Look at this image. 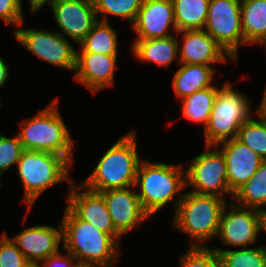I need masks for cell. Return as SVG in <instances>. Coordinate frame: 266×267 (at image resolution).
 Instances as JSON below:
<instances>
[{
  "label": "cell",
  "instance_id": "6da1fadb",
  "mask_svg": "<svg viewBox=\"0 0 266 267\" xmlns=\"http://www.w3.org/2000/svg\"><path fill=\"white\" fill-rule=\"evenodd\" d=\"M184 167L181 163L141 160L135 189L142 209L151 218L169 203L173 205L175 212L187 189Z\"/></svg>",
  "mask_w": 266,
  "mask_h": 267
},
{
  "label": "cell",
  "instance_id": "7a4b0ae2",
  "mask_svg": "<svg viewBox=\"0 0 266 267\" xmlns=\"http://www.w3.org/2000/svg\"><path fill=\"white\" fill-rule=\"evenodd\" d=\"M62 224V248L79 265L114 267L120 261V244L109 234L79 219L67 206Z\"/></svg>",
  "mask_w": 266,
  "mask_h": 267
},
{
  "label": "cell",
  "instance_id": "3957f363",
  "mask_svg": "<svg viewBox=\"0 0 266 267\" xmlns=\"http://www.w3.org/2000/svg\"><path fill=\"white\" fill-rule=\"evenodd\" d=\"M137 133L135 129L130 130L110 145L81 184L95 192L135 186L143 159L138 152Z\"/></svg>",
  "mask_w": 266,
  "mask_h": 267
},
{
  "label": "cell",
  "instance_id": "277c9868",
  "mask_svg": "<svg viewBox=\"0 0 266 267\" xmlns=\"http://www.w3.org/2000/svg\"><path fill=\"white\" fill-rule=\"evenodd\" d=\"M59 96L32 117L20 121L16 132L24 150L57 153L74 164V144L59 109Z\"/></svg>",
  "mask_w": 266,
  "mask_h": 267
},
{
  "label": "cell",
  "instance_id": "5b68a950",
  "mask_svg": "<svg viewBox=\"0 0 266 267\" xmlns=\"http://www.w3.org/2000/svg\"><path fill=\"white\" fill-rule=\"evenodd\" d=\"M227 203V199L217 195L185 191L174 212L172 229L190 237V247H209L206 243L216 237Z\"/></svg>",
  "mask_w": 266,
  "mask_h": 267
},
{
  "label": "cell",
  "instance_id": "8992f818",
  "mask_svg": "<svg viewBox=\"0 0 266 267\" xmlns=\"http://www.w3.org/2000/svg\"><path fill=\"white\" fill-rule=\"evenodd\" d=\"M73 165L57 153L24 150L17 163L16 171L24 189L23 203L26 205L24 222L39 196L52 186L74 179L70 177Z\"/></svg>",
  "mask_w": 266,
  "mask_h": 267
},
{
  "label": "cell",
  "instance_id": "52a82bcc",
  "mask_svg": "<svg viewBox=\"0 0 266 267\" xmlns=\"http://www.w3.org/2000/svg\"><path fill=\"white\" fill-rule=\"evenodd\" d=\"M221 85L203 130L205 145H217L237 138L240 127L254 115V107L245 93L235 90L229 80Z\"/></svg>",
  "mask_w": 266,
  "mask_h": 267
},
{
  "label": "cell",
  "instance_id": "ba28073f",
  "mask_svg": "<svg viewBox=\"0 0 266 267\" xmlns=\"http://www.w3.org/2000/svg\"><path fill=\"white\" fill-rule=\"evenodd\" d=\"M23 26L24 21L15 30L12 29L13 37L19 45L53 67L74 72L77 49L71 44V40L50 28Z\"/></svg>",
  "mask_w": 266,
  "mask_h": 267
},
{
  "label": "cell",
  "instance_id": "9c48e42d",
  "mask_svg": "<svg viewBox=\"0 0 266 267\" xmlns=\"http://www.w3.org/2000/svg\"><path fill=\"white\" fill-rule=\"evenodd\" d=\"M204 150L186 163V187H191V191L195 193L213 194L232 200L224 154L216 145H205Z\"/></svg>",
  "mask_w": 266,
  "mask_h": 267
},
{
  "label": "cell",
  "instance_id": "30bf717a",
  "mask_svg": "<svg viewBox=\"0 0 266 267\" xmlns=\"http://www.w3.org/2000/svg\"><path fill=\"white\" fill-rule=\"evenodd\" d=\"M237 62L244 46L241 27V0H209L203 29Z\"/></svg>",
  "mask_w": 266,
  "mask_h": 267
},
{
  "label": "cell",
  "instance_id": "8fae6325",
  "mask_svg": "<svg viewBox=\"0 0 266 267\" xmlns=\"http://www.w3.org/2000/svg\"><path fill=\"white\" fill-rule=\"evenodd\" d=\"M264 212L228 202L222 212L216 238L227 247L248 248L263 232Z\"/></svg>",
  "mask_w": 266,
  "mask_h": 267
},
{
  "label": "cell",
  "instance_id": "7c38bea8",
  "mask_svg": "<svg viewBox=\"0 0 266 267\" xmlns=\"http://www.w3.org/2000/svg\"><path fill=\"white\" fill-rule=\"evenodd\" d=\"M73 181L67 185L66 206L81 220L112 236L119 244L122 235L114 228L103 195Z\"/></svg>",
  "mask_w": 266,
  "mask_h": 267
},
{
  "label": "cell",
  "instance_id": "4fadbf2b",
  "mask_svg": "<svg viewBox=\"0 0 266 267\" xmlns=\"http://www.w3.org/2000/svg\"><path fill=\"white\" fill-rule=\"evenodd\" d=\"M51 7L53 18L58 32L65 38L80 43L99 21L93 0H52ZM69 37V38H68Z\"/></svg>",
  "mask_w": 266,
  "mask_h": 267
},
{
  "label": "cell",
  "instance_id": "5bb4252c",
  "mask_svg": "<svg viewBox=\"0 0 266 267\" xmlns=\"http://www.w3.org/2000/svg\"><path fill=\"white\" fill-rule=\"evenodd\" d=\"M179 64H200L214 67L217 63L237 62L206 31L177 32Z\"/></svg>",
  "mask_w": 266,
  "mask_h": 267
},
{
  "label": "cell",
  "instance_id": "9a60e30c",
  "mask_svg": "<svg viewBox=\"0 0 266 267\" xmlns=\"http://www.w3.org/2000/svg\"><path fill=\"white\" fill-rule=\"evenodd\" d=\"M131 29L137 35L134 40L158 39L176 34L172 0H143Z\"/></svg>",
  "mask_w": 266,
  "mask_h": 267
},
{
  "label": "cell",
  "instance_id": "2e32d148",
  "mask_svg": "<svg viewBox=\"0 0 266 267\" xmlns=\"http://www.w3.org/2000/svg\"><path fill=\"white\" fill-rule=\"evenodd\" d=\"M118 56L76 52V66L73 79L86 86L93 95L105 88L115 86V70L118 68Z\"/></svg>",
  "mask_w": 266,
  "mask_h": 267
},
{
  "label": "cell",
  "instance_id": "e0dca14e",
  "mask_svg": "<svg viewBox=\"0 0 266 267\" xmlns=\"http://www.w3.org/2000/svg\"><path fill=\"white\" fill-rule=\"evenodd\" d=\"M100 193L104 197L114 228L122 236L151 219L141 207L135 186Z\"/></svg>",
  "mask_w": 266,
  "mask_h": 267
},
{
  "label": "cell",
  "instance_id": "ac0fdd59",
  "mask_svg": "<svg viewBox=\"0 0 266 267\" xmlns=\"http://www.w3.org/2000/svg\"><path fill=\"white\" fill-rule=\"evenodd\" d=\"M56 226L33 225L10 238L27 261L43 262L61 250L63 244L61 221Z\"/></svg>",
  "mask_w": 266,
  "mask_h": 267
},
{
  "label": "cell",
  "instance_id": "d6986e66",
  "mask_svg": "<svg viewBox=\"0 0 266 267\" xmlns=\"http://www.w3.org/2000/svg\"><path fill=\"white\" fill-rule=\"evenodd\" d=\"M216 146L224 154L228 187L234 193L255 174L264 160L237 138L225 140Z\"/></svg>",
  "mask_w": 266,
  "mask_h": 267
},
{
  "label": "cell",
  "instance_id": "ffe728a7",
  "mask_svg": "<svg viewBox=\"0 0 266 267\" xmlns=\"http://www.w3.org/2000/svg\"><path fill=\"white\" fill-rule=\"evenodd\" d=\"M133 58L142 63H154L158 67H168L176 60L179 65L178 41L176 35L165 38L133 40Z\"/></svg>",
  "mask_w": 266,
  "mask_h": 267
},
{
  "label": "cell",
  "instance_id": "44dd1931",
  "mask_svg": "<svg viewBox=\"0 0 266 267\" xmlns=\"http://www.w3.org/2000/svg\"><path fill=\"white\" fill-rule=\"evenodd\" d=\"M173 74L172 88L180 100L196 91L215 85L216 67L200 64H179Z\"/></svg>",
  "mask_w": 266,
  "mask_h": 267
},
{
  "label": "cell",
  "instance_id": "7402d4cb",
  "mask_svg": "<svg viewBox=\"0 0 266 267\" xmlns=\"http://www.w3.org/2000/svg\"><path fill=\"white\" fill-rule=\"evenodd\" d=\"M244 46H266V0H241Z\"/></svg>",
  "mask_w": 266,
  "mask_h": 267
},
{
  "label": "cell",
  "instance_id": "603a6c76",
  "mask_svg": "<svg viewBox=\"0 0 266 267\" xmlns=\"http://www.w3.org/2000/svg\"><path fill=\"white\" fill-rule=\"evenodd\" d=\"M218 91L219 87L216 83L214 86L196 91L181 99V116L194 124H203L202 130H204L208 124Z\"/></svg>",
  "mask_w": 266,
  "mask_h": 267
},
{
  "label": "cell",
  "instance_id": "cb8c5ba5",
  "mask_svg": "<svg viewBox=\"0 0 266 267\" xmlns=\"http://www.w3.org/2000/svg\"><path fill=\"white\" fill-rule=\"evenodd\" d=\"M237 205L266 212V160L255 174L233 193Z\"/></svg>",
  "mask_w": 266,
  "mask_h": 267
},
{
  "label": "cell",
  "instance_id": "d4e9b609",
  "mask_svg": "<svg viewBox=\"0 0 266 267\" xmlns=\"http://www.w3.org/2000/svg\"><path fill=\"white\" fill-rule=\"evenodd\" d=\"M111 22L98 21L86 37L77 44L76 52H92L118 56V33Z\"/></svg>",
  "mask_w": 266,
  "mask_h": 267
},
{
  "label": "cell",
  "instance_id": "484cf974",
  "mask_svg": "<svg viewBox=\"0 0 266 267\" xmlns=\"http://www.w3.org/2000/svg\"><path fill=\"white\" fill-rule=\"evenodd\" d=\"M177 31L202 30L209 0H172Z\"/></svg>",
  "mask_w": 266,
  "mask_h": 267
},
{
  "label": "cell",
  "instance_id": "4316f807",
  "mask_svg": "<svg viewBox=\"0 0 266 267\" xmlns=\"http://www.w3.org/2000/svg\"><path fill=\"white\" fill-rule=\"evenodd\" d=\"M219 256L220 267H266V246L222 249L209 246Z\"/></svg>",
  "mask_w": 266,
  "mask_h": 267
},
{
  "label": "cell",
  "instance_id": "83f0119b",
  "mask_svg": "<svg viewBox=\"0 0 266 267\" xmlns=\"http://www.w3.org/2000/svg\"><path fill=\"white\" fill-rule=\"evenodd\" d=\"M93 3L98 20L110 22V18L116 17L130 21V26H132L143 0H93Z\"/></svg>",
  "mask_w": 266,
  "mask_h": 267
},
{
  "label": "cell",
  "instance_id": "f1b7e54d",
  "mask_svg": "<svg viewBox=\"0 0 266 267\" xmlns=\"http://www.w3.org/2000/svg\"><path fill=\"white\" fill-rule=\"evenodd\" d=\"M237 139L266 160V123L253 115L240 127Z\"/></svg>",
  "mask_w": 266,
  "mask_h": 267
},
{
  "label": "cell",
  "instance_id": "f546056e",
  "mask_svg": "<svg viewBox=\"0 0 266 267\" xmlns=\"http://www.w3.org/2000/svg\"><path fill=\"white\" fill-rule=\"evenodd\" d=\"M23 151L24 148L17 134L7 137L0 132V179L11 166H17ZM1 181L0 188L3 185Z\"/></svg>",
  "mask_w": 266,
  "mask_h": 267
},
{
  "label": "cell",
  "instance_id": "4dcf8cb0",
  "mask_svg": "<svg viewBox=\"0 0 266 267\" xmlns=\"http://www.w3.org/2000/svg\"><path fill=\"white\" fill-rule=\"evenodd\" d=\"M179 263L180 267H220L218 253L210 247H189Z\"/></svg>",
  "mask_w": 266,
  "mask_h": 267
},
{
  "label": "cell",
  "instance_id": "1f68e13d",
  "mask_svg": "<svg viewBox=\"0 0 266 267\" xmlns=\"http://www.w3.org/2000/svg\"><path fill=\"white\" fill-rule=\"evenodd\" d=\"M28 261L11 240L8 232L2 231L0 236V267H24Z\"/></svg>",
  "mask_w": 266,
  "mask_h": 267
},
{
  "label": "cell",
  "instance_id": "d6a6232c",
  "mask_svg": "<svg viewBox=\"0 0 266 267\" xmlns=\"http://www.w3.org/2000/svg\"><path fill=\"white\" fill-rule=\"evenodd\" d=\"M22 0H0V19L11 27H18L24 21Z\"/></svg>",
  "mask_w": 266,
  "mask_h": 267
},
{
  "label": "cell",
  "instance_id": "836d02e7",
  "mask_svg": "<svg viewBox=\"0 0 266 267\" xmlns=\"http://www.w3.org/2000/svg\"><path fill=\"white\" fill-rule=\"evenodd\" d=\"M63 250V251H62ZM43 261L44 267H79L78 261L66 250L62 249ZM62 251V252H61ZM64 252V253H63Z\"/></svg>",
  "mask_w": 266,
  "mask_h": 267
},
{
  "label": "cell",
  "instance_id": "e575fe53",
  "mask_svg": "<svg viewBox=\"0 0 266 267\" xmlns=\"http://www.w3.org/2000/svg\"><path fill=\"white\" fill-rule=\"evenodd\" d=\"M254 115L262 122L266 123V85L263 89L262 98L254 110Z\"/></svg>",
  "mask_w": 266,
  "mask_h": 267
},
{
  "label": "cell",
  "instance_id": "d590c367",
  "mask_svg": "<svg viewBox=\"0 0 266 267\" xmlns=\"http://www.w3.org/2000/svg\"><path fill=\"white\" fill-rule=\"evenodd\" d=\"M51 1L52 0H28L30 13L32 15H35L36 12L39 13V11Z\"/></svg>",
  "mask_w": 266,
  "mask_h": 267
},
{
  "label": "cell",
  "instance_id": "8d00e7d4",
  "mask_svg": "<svg viewBox=\"0 0 266 267\" xmlns=\"http://www.w3.org/2000/svg\"><path fill=\"white\" fill-rule=\"evenodd\" d=\"M9 71L10 69L7 62L0 57V87L4 86V84L7 82V79H9Z\"/></svg>",
  "mask_w": 266,
  "mask_h": 267
},
{
  "label": "cell",
  "instance_id": "74e56055",
  "mask_svg": "<svg viewBox=\"0 0 266 267\" xmlns=\"http://www.w3.org/2000/svg\"><path fill=\"white\" fill-rule=\"evenodd\" d=\"M24 267H44L43 262H27Z\"/></svg>",
  "mask_w": 266,
  "mask_h": 267
},
{
  "label": "cell",
  "instance_id": "f35d334b",
  "mask_svg": "<svg viewBox=\"0 0 266 267\" xmlns=\"http://www.w3.org/2000/svg\"><path fill=\"white\" fill-rule=\"evenodd\" d=\"M263 233L266 235V212L263 214Z\"/></svg>",
  "mask_w": 266,
  "mask_h": 267
},
{
  "label": "cell",
  "instance_id": "ab89813d",
  "mask_svg": "<svg viewBox=\"0 0 266 267\" xmlns=\"http://www.w3.org/2000/svg\"><path fill=\"white\" fill-rule=\"evenodd\" d=\"M79 267H103V266H89V265H80Z\"/></svg>",
  "mask_w": 266,
  "mask_h": 267
},
{
  "label": "cell",
  "instance_id": "60d3db41",
  "mask_svg": "<svg viewBox=\"0 0 266 267\" xmlns=\"http://www.w3.org/2000/svg\"><path fill=\"white\" fill-rule=\"evenodd\" d=\"M3 102H2V98L0 96V109L2 108Z\"/></svg>",
  "mask_w": 266,
  "mask_h": 267
}]
</instances>
